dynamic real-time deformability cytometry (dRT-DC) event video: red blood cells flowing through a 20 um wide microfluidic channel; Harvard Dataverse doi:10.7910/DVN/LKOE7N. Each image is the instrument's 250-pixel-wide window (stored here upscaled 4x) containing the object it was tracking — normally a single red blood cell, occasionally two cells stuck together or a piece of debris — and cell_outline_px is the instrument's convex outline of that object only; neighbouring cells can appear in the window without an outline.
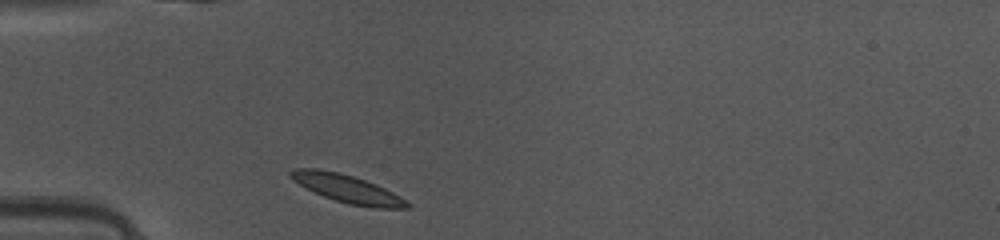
{"species": "common noctule bat (a hibernating species)", "species_latin": "Nyctalus noctula", "temperature_condition": "warm", "stored_images_in_passage": 35, "camera_frame_rate_fps": 3000, "um_per_image_px": 0.085, "animal": {"sex": "female", "body_mass_g": 10.0, "forearm_length_mm": 53.1}, "frame": {"image": 1, "passage_image": 1, "time_ms": 0.0, "image_size_px": [1000, 240], "cell_outline_px": [[412, 204], [408, 208], [372, 208], [348, 204], [324, 196], [292, 180], [288, 176], [288, 172], [292, 168], [316, 168], [336, 172], [352, 176], [376, 184], [400, 196]], "centroid_in_image_um": [29.52, 16.04], "position_along_channel_um": 55.5, "area_um2": 18.84}}
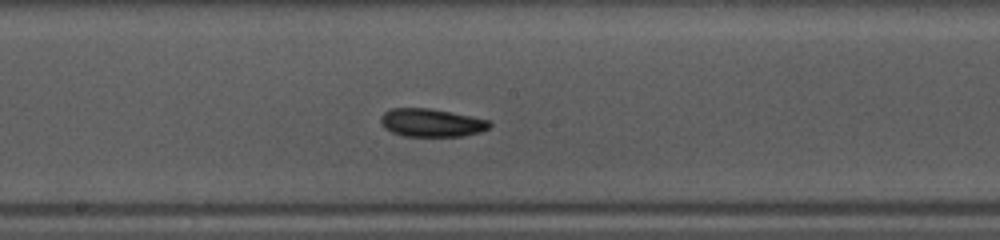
{"frame": {"image": 2, "passage_image": 13, "time_ms": 4.0, "image_size_px": [1000, 240], "cell_outline_px": [[492, 124], [488, 128], [480, 132], [464, 136], [404, 136], [392, 132], [384, 128], [380, 120], [380, 116], [384, 112], [392, 108], [432, 108], [452, 112], [488, 120]], "centroid_in_image_um": [36.65, 10.43], "position_along_channel_um": 211.5, "area_um2": 17.86}}
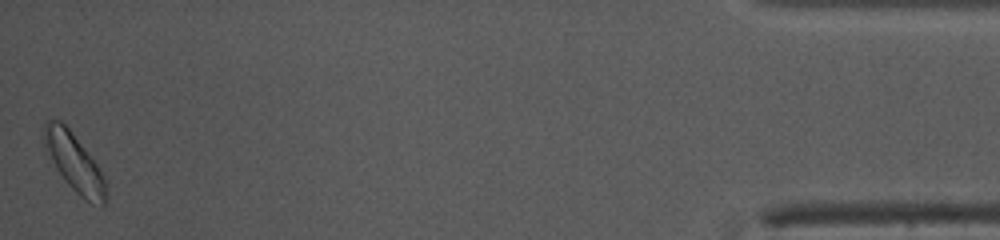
{"frame": {"image": 3, "passage_image": 35, "time_ms": 11.333, "image_size_px": [1000, 240], "cell_outline_px": [[108, 196], [104, 208], [92, 204], [84, 200], [64, 180], [56, 168], [44, 148], [44, 124], [48, 120], [60, 120], [68, 128], [88, 152], [96, 164], [104, 180]], "centroid_in_image_um": [6.33, 13.87], "position_along_channel_um": 428.9, "area_um2": 20.75}, "authors_computed_cell_mechanics": {"area_um2": 18.0336, "velocity_mm_per_s": 4.1001, "shape_relaxation_time_tau1_ms": 1.2367, "shape_relaxation_time_tau2_ms": 9.7962, "deformation_change_tau1": 0.0741, "deformation_change_tau2": 0.1218}}